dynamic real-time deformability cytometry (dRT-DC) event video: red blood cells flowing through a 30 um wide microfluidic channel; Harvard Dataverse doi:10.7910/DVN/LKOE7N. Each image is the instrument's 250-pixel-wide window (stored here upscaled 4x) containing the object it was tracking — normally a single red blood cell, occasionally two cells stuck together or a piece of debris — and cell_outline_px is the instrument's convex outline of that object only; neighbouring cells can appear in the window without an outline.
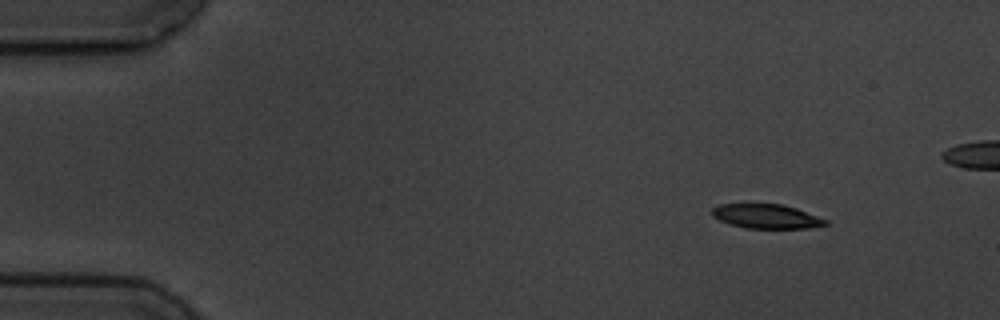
{"species": "common noctule bat (a hibernating species)", "species_latin": "Nyctalus noctula", "temperature_condition": "cold", "stored_images_in_passage": 5, "camera_frame_rate_fps": 3000, "um_per_image_px": 0.085, "animal": {"sex": "male", "body_mass_g": 19.5, "forearm_length_mm": 54.6}, "frame": {"image": 1, "passage_image": 1, "time_ms": 0.0, "image_size_px": [1000, 320], "cell_outline_px": [[828, 224], [808, 228], [744, 228], [720, 220], [712, 216], [712, 208], [720, 204], [780, 204], [796, 208], [828, 220]], "centroid_in_image_um": [65.14, 18.39], "position_along_channel_um": 19.9, "area_um2": 15.9}}